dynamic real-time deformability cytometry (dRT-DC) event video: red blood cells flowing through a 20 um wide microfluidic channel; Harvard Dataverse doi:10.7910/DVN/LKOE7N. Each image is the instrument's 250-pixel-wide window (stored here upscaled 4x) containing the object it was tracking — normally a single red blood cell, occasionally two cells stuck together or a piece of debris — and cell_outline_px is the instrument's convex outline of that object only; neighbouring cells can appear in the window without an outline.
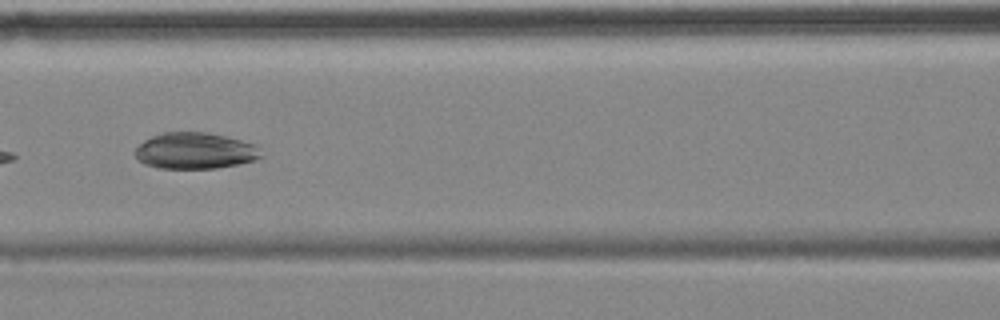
{"species": "common noctule bat (a hibernating species)", "species_latin": "Nyctalus noctula", "temperature_condition": "cold", "stored_images_in_passage": 10, "camera_frame_rate_fps": 3000, "um_per_image_px": 0.085, "animal": {"sex": "female", "body_mass_g": 18.4}, "frame": {"image": 1, "passage_image": 6, "time_ms": 7.0, "image_size_px": [1000, 320], "cell_outline_px": [[264, 156], [256, 160], [240, 164], [216, 168], [156, 168], [144, 164], [132, 152], [144, 140], [152, 136], [164, 132], [208, 132], [256, 144]], "centroid_in_image_um": [16.59, 12.82], "position_along_channel_um": 150.0, "area_um2": 26.82}}
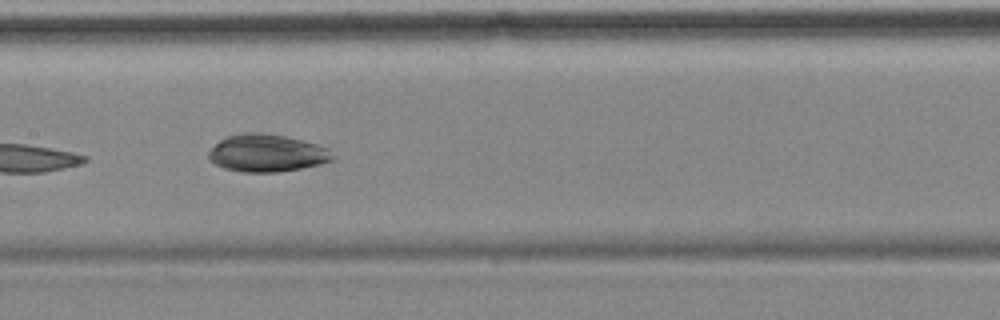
{"frame": {"image": 2, "passage_image": 7, "time_ms": 8.0, "image_size_px": [1000, 320], "cell_outline_px": [[336, 160], [320, 164], [300, 168], [276, 172], [244, 172], [224, 168], [216, 164], [208, 156], [208, 152], [220, 140], [228, 136], [244, 132], [260, 132], [284, 136], [316, 144], [328, 148], [336, 156]], "centroid_in_image_um": [22.72, 13.01], "position_along_channel_um": 184.7, "area_um2": 26.93}}